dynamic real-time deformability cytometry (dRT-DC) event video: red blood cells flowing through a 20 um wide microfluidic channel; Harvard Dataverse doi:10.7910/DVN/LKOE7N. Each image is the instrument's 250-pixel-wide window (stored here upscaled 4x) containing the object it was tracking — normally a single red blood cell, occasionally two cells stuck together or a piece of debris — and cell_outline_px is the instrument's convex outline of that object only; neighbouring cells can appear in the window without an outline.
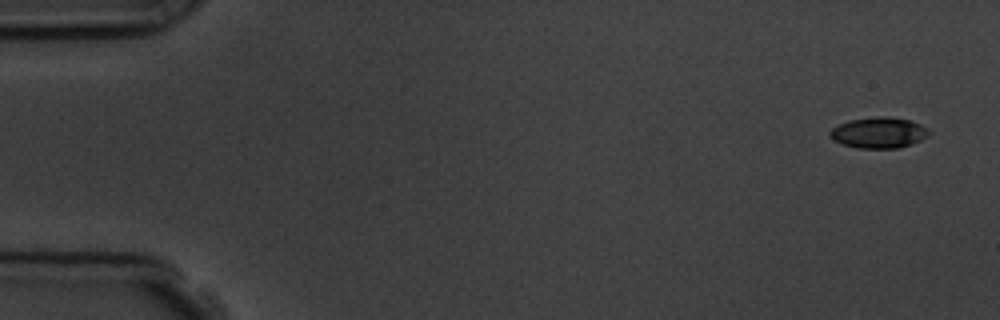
{"species": "common noctule bat (a hibernating species)", "species_latin": "Nyctalus noctula", "temperature_condition": "room temperature", "stored_images_in_passage": 3, "camera_frame_rate_fps": 3000, "um_per_image_px": 0.085, "animal": {"sex": "male", "body_mass_g": 19.5, "forearm_length_mm": 54.6}, "frame": {"image": 1, "passage_image": 1, "time_ms": 0.0, "image_size_px": [1000, 320], "cell_outline_px": [[928, 136], [920, 140], [896, 148], [856, 148], [832, 140], [828, 132], [836, 124], [848, 120], [876, 116], [888, 116], [908, 120], [920, 124], [928, 128]], "centroid_in_image_um": [74.63, 11.26], "position_along_channel_um": 10.4, "area_um2": 17.8}}